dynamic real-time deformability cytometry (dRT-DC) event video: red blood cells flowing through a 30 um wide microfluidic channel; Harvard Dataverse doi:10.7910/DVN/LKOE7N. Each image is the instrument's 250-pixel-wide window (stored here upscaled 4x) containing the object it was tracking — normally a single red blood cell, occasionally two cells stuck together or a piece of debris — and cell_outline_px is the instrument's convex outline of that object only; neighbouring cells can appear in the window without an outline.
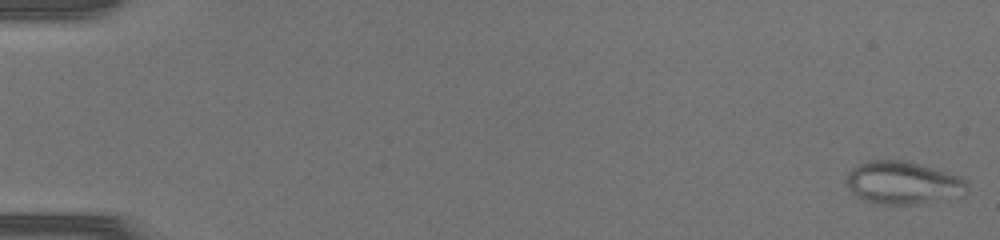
{"species": "common noctule bat (a hibernating species)", "species_latin": "Nyctalus noctula", "temperature_condition": "warm", "stored_images_in_passage": 48, "camera_frame_rate_fps": 3000, "um_per_image_px": 0.085, "animal": {"sex": "female", "body_mass_g": 17.0, "forearm_length_mm": 48.0}, "frame": {"image": 1, "passage_image": 1, "time_ms": 0.0, "image_size_px": [1000, 240], "cell_outline_px": [[968, 192], [964, 196], [956, 200], [920, 204], [876, 204], [864, 200], [856, 196], [848, 188], [844, 180], [848, 172], [856, 164], [868, 160], [908, 160], [960, 176], [968, 184]], "centroid_in_image_um": [76.8, 15.56], "position_along_channel_um": 8.2, "area_um2": 31.21}}
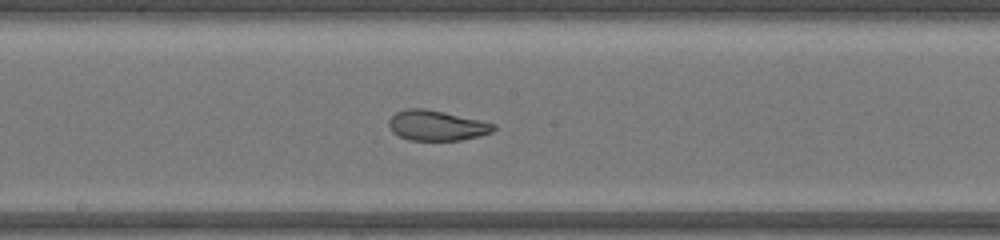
{"frame": {"image": 2, "passage_image": 27, "time_ms": 8.667, "image_size_px": [1000, 240], "cell_outline_px": [[496, 128], [492, 132], [480, 136], [460, 140], [408, 140], [392, 132], [388, 124], [388, 120], [396, 112], [408, 108], [424, 108], [444, 112], [480, 120], [496, 124]], "centroid_in_image_um": [37.11, 10.67], "position_along_channel_um": 211.1, "area_um2": 18.44}}
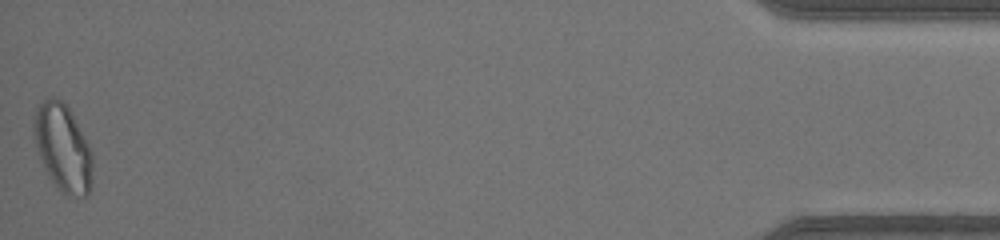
{"frame": {"image": 3, "passage_image": 48, "time_ms": 15.667, "image_size_px": [1000, 240], "cell_outline_px": [[92, 164], [88, 196], [64, 196], [60, 192], [48, 176], [36, 148], [32, 128], [32, 124], [36, 108], [44, 100], [52, 96], [60, 100], [68, 108], [88, 144], [92, 152]], "centroid_in_image_um": [5.31, 12.59], "position_along_channel_um": 429.9, "area_um2": 29.59}}